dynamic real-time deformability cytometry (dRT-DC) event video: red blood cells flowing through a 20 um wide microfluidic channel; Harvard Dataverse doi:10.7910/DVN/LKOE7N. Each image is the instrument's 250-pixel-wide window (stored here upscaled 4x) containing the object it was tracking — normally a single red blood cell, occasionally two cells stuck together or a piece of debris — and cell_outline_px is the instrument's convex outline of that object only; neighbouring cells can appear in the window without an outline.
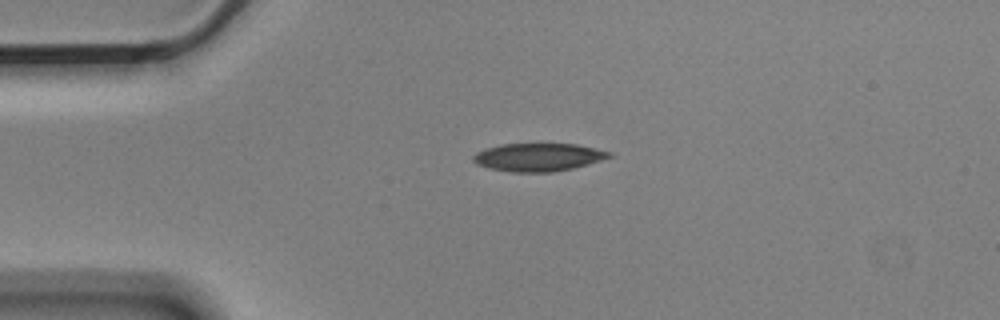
{"species": "Egyptian fruit bat (a non-hibernating species)", "species_latin": "Rousettus aegyptiacus", "temperature_condition": "cold", "stored_images_in_passage": 3, "camera_frame_rate_fps": 3000, "um_per_image_px": 0.085, "animal": {"sex": "male"}, "frame": {"image": 1, "passage_image": 1, "time_ms": 0.0, "image_size_px": [1000, 320], "cell_outline_px": [[612, 156], [600, 160], [572, 168], [552, 172], [512, 172], [488, 168], [476, 164], [472, 160], [472, 156], [476, 152], [484, 148], [500, 144], [576, 144], [612, 152]], "centroid_in_image_um": [45.69, 13.36], "position_along_channel_um": 39.3, "area_um2": 22.14}}
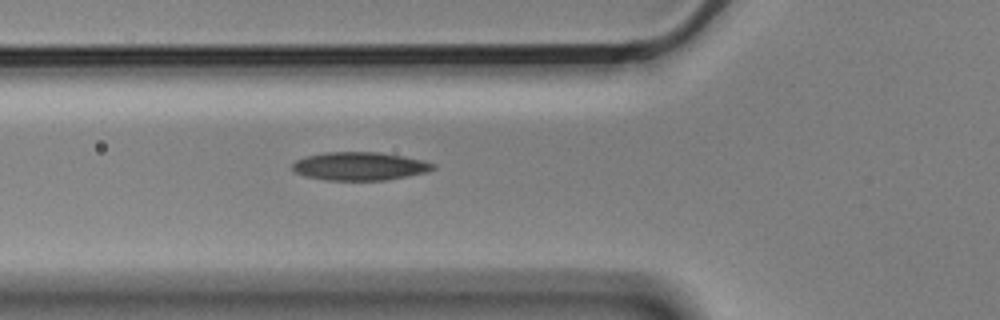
{"frame": {"image": 2, "passage_image": 3, "time_ms": 0.667, "image_size_px": [1000, 320], "cell_outline_px": [[436, 168], [428, 172], [388, 180], [328, 180], [304, 176], [296, 172], [292, 168], [292, 164], [296, 160], [304, 156], [324, 152], [380, 152], [404, 156], [424, 160], [436, 164]], "centroid_in_image_um": [30.6, 14.12], "position_along_channel_um": 95.2, "area_um2": 23.41}}